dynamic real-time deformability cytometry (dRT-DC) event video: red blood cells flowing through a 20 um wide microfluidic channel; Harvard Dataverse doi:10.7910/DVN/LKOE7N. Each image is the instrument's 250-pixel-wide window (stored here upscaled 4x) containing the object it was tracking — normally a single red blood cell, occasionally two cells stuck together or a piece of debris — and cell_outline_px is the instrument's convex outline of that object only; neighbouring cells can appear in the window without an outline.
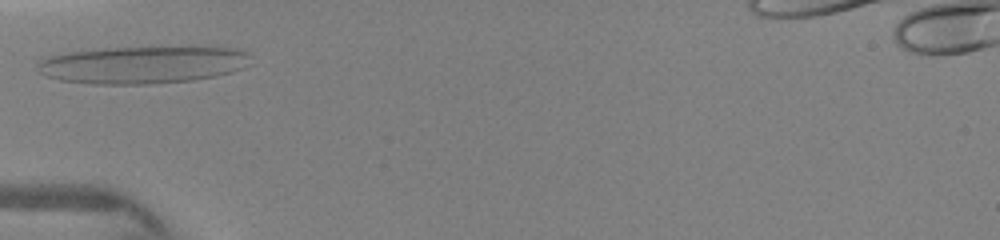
{"species": "human", "species_latin": "Homo sapiens", "temperature_condition": "warm", "stored_images_in_passage": 7, "camera_frame_rate_fps": 3000, "um_per_image_px": 0.085, "donor": {"sex": "female"}, "frame": {"image": 1, "passage_image": 3, "time_ms": 1.0, "image_size_px": [1000, 240], "cell_outline_px": [[252, 56], [244, 68], [232, 72], [192, 80], [148, 84], [92, 84], [60, 80], [48, 76], [40, 72], [36, 64], [40, 60], [48, 56], [68, 52], [104, 48], [240, 48]], "centroid_in_image_um": [12.11, 5.51], "position_along_channel_um": 72.9, "area_um2": 46.01}}
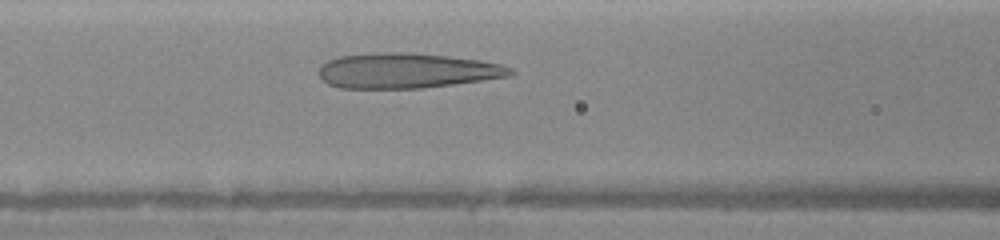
{"frame": {"image": 2, "passage_image": 6, "time_ms": 2.333, "image_size_px": [1000, 240], "cell_outline_px": [[516, 72], [512, 76], [424, 88], [340, 88], [328, 84], [320, 80], [320, 64], [328, 60], [340, 56], [376, 52], [404, 52], [448, 56], [480, 60], [500, 64], [512, 68]], "centroid_in_image_um": [34.57, 6.01], "position_along_channel_um": 132.0, "area_um2": 39.42}}